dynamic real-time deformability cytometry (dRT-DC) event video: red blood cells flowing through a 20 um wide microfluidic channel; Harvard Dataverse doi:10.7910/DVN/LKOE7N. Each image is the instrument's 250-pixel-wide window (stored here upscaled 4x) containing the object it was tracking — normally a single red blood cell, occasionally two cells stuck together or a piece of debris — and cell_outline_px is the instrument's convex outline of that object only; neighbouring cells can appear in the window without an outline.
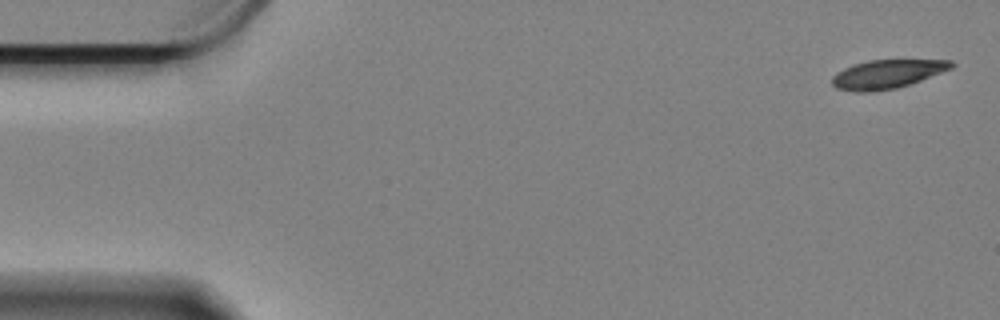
{"species": "Egyptian fruit bat (a non-hibernating species)", "species_latin": "Rousettus aegyptiacus", "temperature_condition": "cold", "stored_images_in_passage": 48, "camera_frame_rate_fps": 3000, "um_per_image_px": 0.085, "animal": {"sex": "female"}, "frame": {"image": 1, "passage_image": 1, "time_ms": 0.0, "image_size_px": [1000, 320], "cell_outline_px": [[956, 64], [952, 68], [920, 80], [896, 88], [868, 92], [856, 92], [836, 88], [832, 84], [832, 76], [836, 72], [852, 64], [868, 60], [952, 60]], "centroid_in_image_um": [75.37, 6.29], "position_along_channel_um": 9.6, "area_um2": 19.88}}
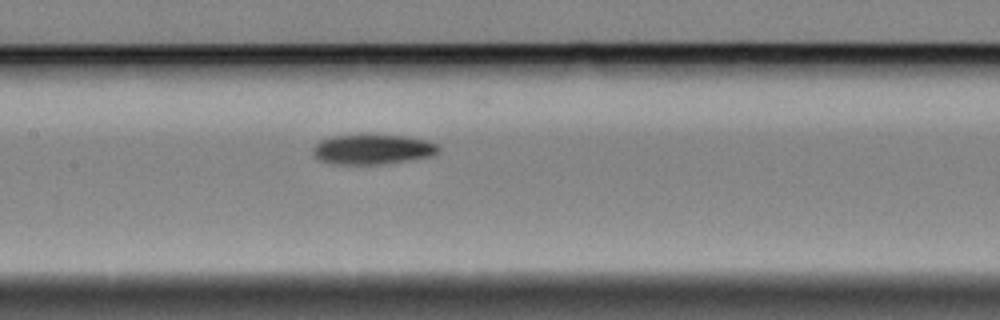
{"frame": {"image": 2, "passage_image": 27, "time_ms": 8.667, "image_size_px": [1000, 320], "cell_outline_px": [[440, 152], [432, 156], [384, 164], [332, 164], [316, 160], [312, 152], [312, 148], [320, 140], [332, 136], [360, 132], [404, 136], [428, 140], [436, 144], [440, 148]], "centroid_in_image_um": [31.63, 12.66], "position_along_channel_um": 175.8, "area_um2": 22.89}}
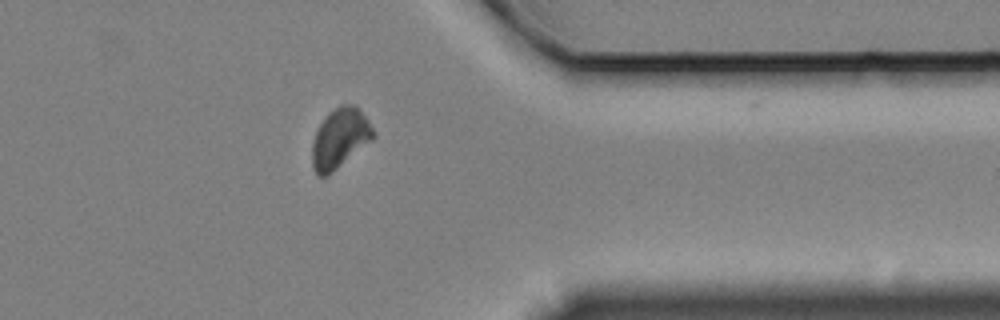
{"frame": {"image": 3, "passage_image": 47, "time_ms": 15.333, "image_size_px": [1000, 320], "cell_outline_px": [[376, 136], [372, 140], [328, 176], [320, 176], [312, 168], [312, 144], [316, 132], [324, 116], [328, 112], [340, 104], [356, 104], [360, 108], [376, 132]], "centroid_in_image_um": [28.91, 11.73], "position_along_channel_um": 382.5, "area_um2": 21.56}}